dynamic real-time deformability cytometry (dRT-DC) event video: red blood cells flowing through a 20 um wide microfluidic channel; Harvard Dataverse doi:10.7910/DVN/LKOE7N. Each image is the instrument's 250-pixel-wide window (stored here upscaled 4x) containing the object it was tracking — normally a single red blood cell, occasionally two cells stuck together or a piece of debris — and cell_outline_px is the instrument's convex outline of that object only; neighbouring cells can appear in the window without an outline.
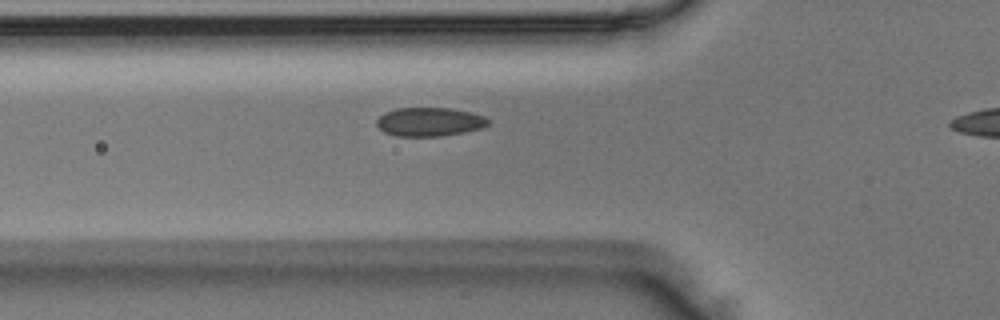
{"species": "Egyptian fruit bat (a non-hibernating species)", "species_latin": "Rousettus aegyptiacus", "temperature_condition": "room temperature", "stored_images_in_passage": 35, "camera_frame_rate_fps": 3000, "um_per_image_px": 0.085, "animal": {"sex": "male"}, "frame": {"image": 1, "passage_image": 11, "time_ms": 3.333, "image_size_px": [1000, 320], "cell_outline_px": [[492, 120], [488, 124], [480, 128], [464, 132], [440, 136], [396, 136], [384, 132], [376, 124], [376, 120], [384, 112], [396, 108], [452, 108], [484, 116]], "centroid_in_image_um": [36.49, 10.35], "position_along_channel_um": 89.3, "area_um2": 18.67}}
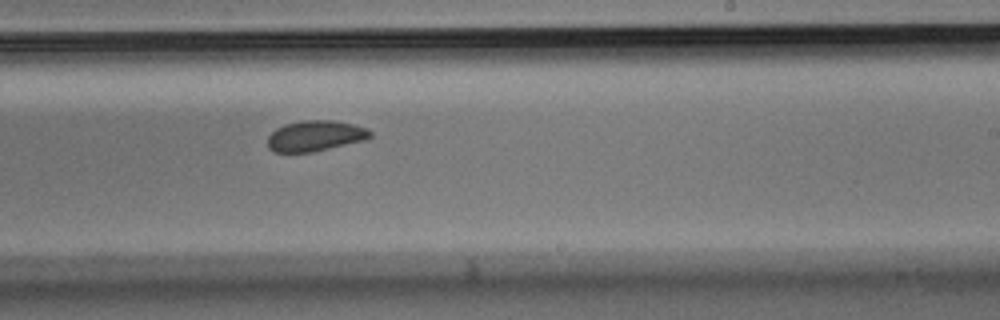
{"frame": {"image": 2, "passage_image": 24, "time_ms": 7.667, "image_size_px": [1000, 320], "cell_outline_px": [[372, 136], [364, 140], [312, 152], [272, 152], [268, 148], [268, 136], [276, 128], [284, 124], [300, 120], [332, 120], [352, 124], [368, 128], [372, 132]], "centroid_in_image_um": [26.78, 11.54], "position_along_channel_um": 262.2, "area_um2": 18.38}}
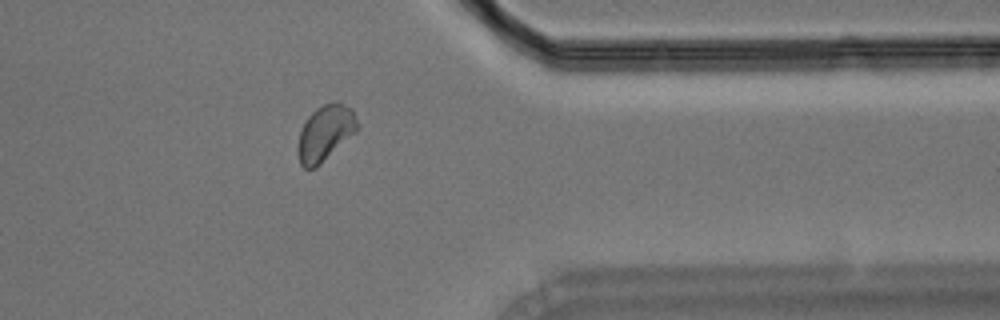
{"frame": {"image": 3, "passage_image": 34, "time_ms": 11.0, "image_size_px": [1000, 320], "cell_outline_px": [[360, 128], [356, 132], [316, 168], [304, 168], [300, 164], [296, 152], [296, 148], [300, 132], [308, 116], [316, 108], [332, 100], [336, 100], [352, 108], [356, 116]], "centroid_in_image_um": [27.65, 11.29], "position_along_channel_um": 383.7, "area_um2": 19.65}}